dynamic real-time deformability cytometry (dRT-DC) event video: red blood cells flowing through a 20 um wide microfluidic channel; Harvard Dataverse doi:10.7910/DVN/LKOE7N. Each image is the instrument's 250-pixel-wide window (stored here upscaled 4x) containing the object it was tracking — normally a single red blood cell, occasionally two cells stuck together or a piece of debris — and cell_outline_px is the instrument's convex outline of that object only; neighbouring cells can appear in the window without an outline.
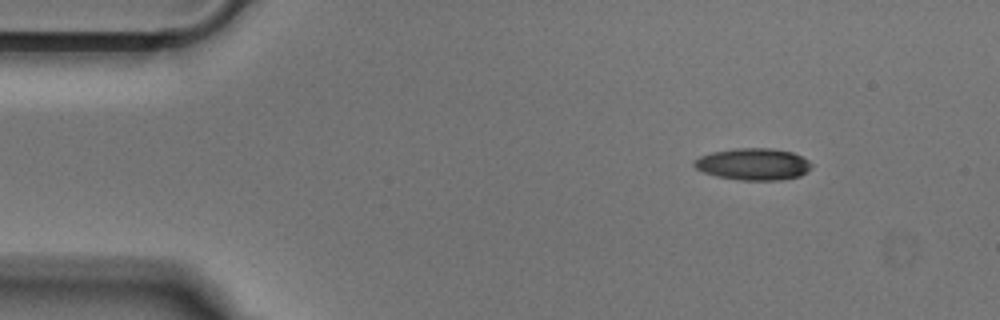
{"species": "Egyptian fruit bat (a non-hibernating species)", "species_latin": "Rousettus aegyptiacus", "temperature_condition": "cold", "stored_images_in_passage": 46, "camera_frame_rate_fps": 3000, "um_per_image_px": 0.085, "animal": {"sex": "male"}, "frame": {"image": 1, "passage_image": 1, "time_ms": 0.0, "image_size_px": [1000, 320], "cell_outline_px": [[812, 168], [800, 176], [780, 180], [740, 180], [716, 176], [704, 172], [696, 168], [692, 164], [692, 160], [700, 156], [712, 152], [736, 148], [772, 148], [792, 152], [808, 160], [812, 164]], "centroid_in_image_um": [64.02, 13.95], "position_along_channel_um": 21.0, "area_um2": 21.85}}
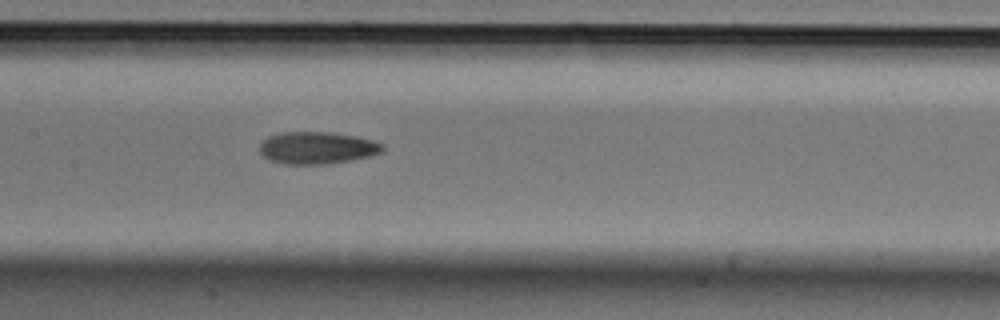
{"frame": {"image": 2, "passage_image": 19, "time_ms": 6.0, "image_size_px": [1000, 320], "cell_outline_px": [[384, 152], [352, 160], [328, 164], [284, 164], [268, 160], [260, 152], [260, 144], [268, 136], [284, 132], [332, 132], [372, 140], [384, 144]], "centroid_in_image_um": [26.96, 12.57], "position_along_channel_um": 180.4, "area_um2": 23.06}}
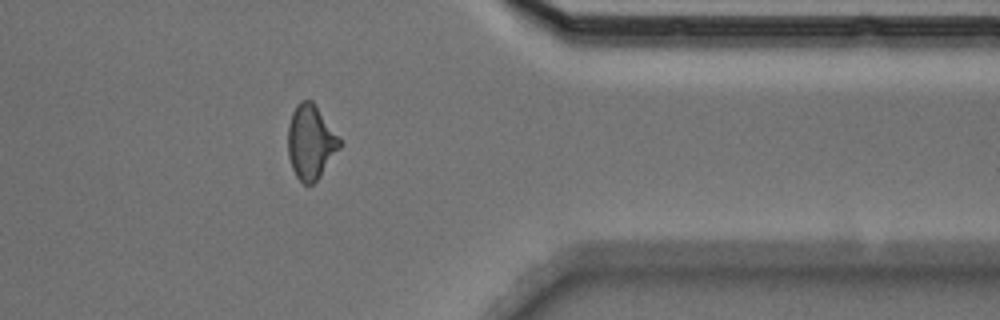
{"frame": {"image": 3, "passage_image": 36, "time_ms": 11.667, "image_size_px": [1000, 320], "cell_outline_px": [[344, 144], [320, 176], [312, 184], [304, 184], [296, 176], [292, 168], [288, 156], [288, 124], [292, 112], [296, 104], [300, 100], [312, 100], [316, 104]], "centroid_in_image_um": [26.42, 12.05], "position_along_channel_um": 385.0, "area_um2": 22.66}}